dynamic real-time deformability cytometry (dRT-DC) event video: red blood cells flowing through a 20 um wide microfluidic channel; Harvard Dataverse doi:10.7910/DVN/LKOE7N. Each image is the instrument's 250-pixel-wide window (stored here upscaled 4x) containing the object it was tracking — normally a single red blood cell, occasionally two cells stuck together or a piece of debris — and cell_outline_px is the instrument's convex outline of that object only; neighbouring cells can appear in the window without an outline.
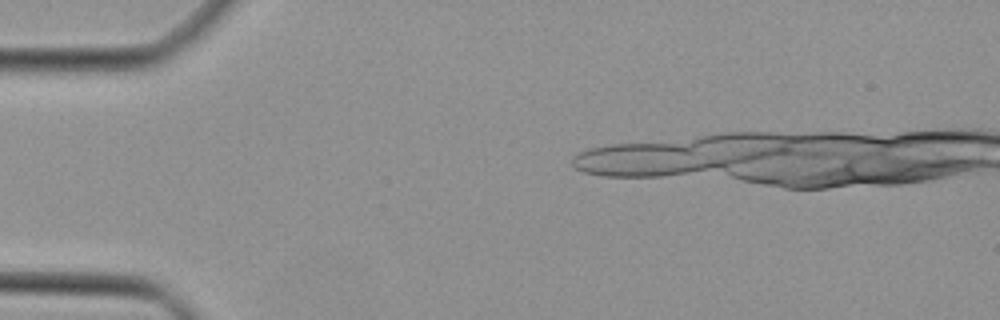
{"species": "Egyptian fruit bat (a non-hibernating species)", "species_latin": "Rousettus aegyptiacus", "temperature_condition": "cold", "stored_images_in_passage": 11, "camera_frame_rate_fps": 3000, "um_per_image_px": 0.085, "animal": {"sex": "female"}, "frame": {"image": 1, "passage_image": 2, "time_ms": 0.333, "image_size_px": [1000, 320], "cell_outline_px": [[948, 164], [924, 176], [912, 180], [816, 188], [796, 188], [848, 168], [924, 164]], "centroid_in_image_um": [74.3, 14.91], "position_along_channel_um": 10.7, "area_um2": 13.24}}